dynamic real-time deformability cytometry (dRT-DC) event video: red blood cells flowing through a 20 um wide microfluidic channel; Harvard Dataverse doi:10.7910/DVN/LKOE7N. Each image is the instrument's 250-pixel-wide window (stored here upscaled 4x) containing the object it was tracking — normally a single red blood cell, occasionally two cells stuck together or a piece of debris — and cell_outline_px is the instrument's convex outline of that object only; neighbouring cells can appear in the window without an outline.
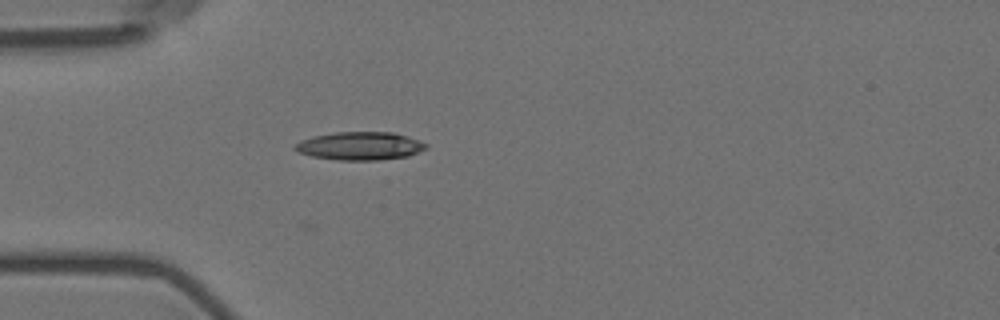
{"species": "Egyptian fruit bat (a non-hibernating species)", "species_latin": "Rousettus aegyptiacus", "temperature_condition": "room temperature", "stored_images_in_passage": 42, "camera_frame_rate_fps": 3000, "um_per_image_px": 0.085, "animal": {"sex": "female"}, "frame": {"image": 1, "passage_image": 1, "time_ms": 0.0, "image_size_px": [1000, 320], "cell_outline_px": [[428, 148], [408, 156], [380, 160], [340, 160], [312, 156], [300, 152], [292, 148], [300, 140], [312, 136], [336, 132], [396, 132], [420, 140], [428, 144]], "centroid_in_image_um": [30.64, 12.4], "position_along_channel_um": 54.4, "area_um2": 21.62}}
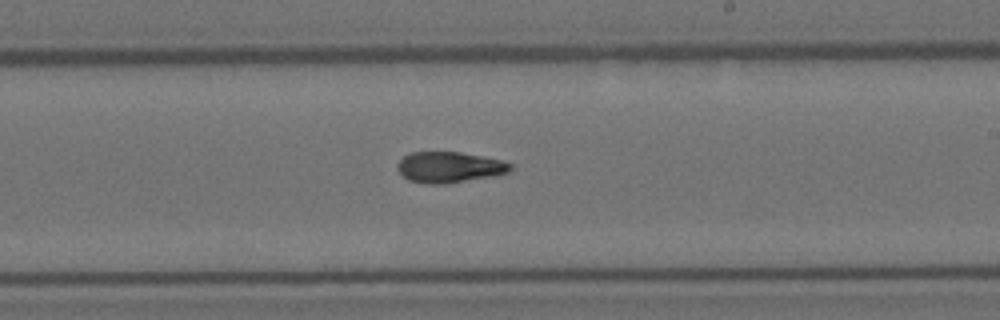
{"frame": {"image": 2, "passage_image": 18, "time_ms": 5.667, "image_size_px": [1000, 320], "cell_outline_px": [[512, 168], [508, 172], [492, 176], [444, 184], [424, 184], [408, 180], [396, 168], [396, 164], [404, 156], [412, 152], [460, 152], [484, 156], [504, 160], [512, 164]], "centroid_in_image_um": [38.19, 14.21], "position_along_channel_um": 250.8, "area_um2": 20.4}}
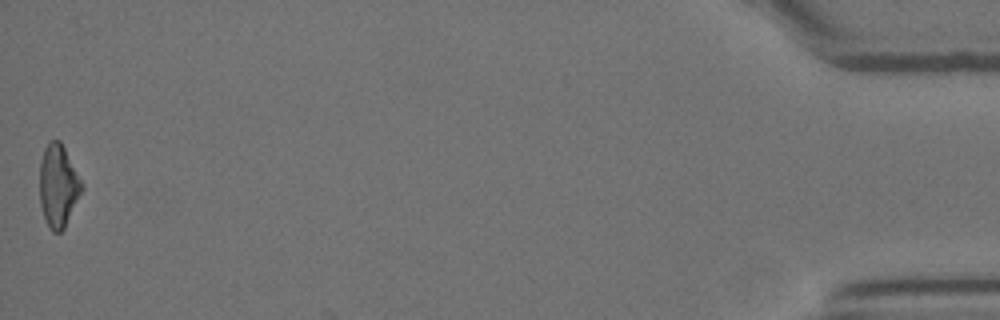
{"frame": {"image": 3, "passage_image": 41, "time_ms": 13.333, "image_size_px": [1000, 320], "cell_outline_px": [[84, 188], [64, 228], [60, 232], [52, 232], [48, 228], [40, 204], [40, 160], [44, 148], [52, 140], [60, 140], [84, 184]], "centroid_in_image_um": [4.96, 15.8], "position_along_channel_um": 430.2, "area_um2": 20.29}}